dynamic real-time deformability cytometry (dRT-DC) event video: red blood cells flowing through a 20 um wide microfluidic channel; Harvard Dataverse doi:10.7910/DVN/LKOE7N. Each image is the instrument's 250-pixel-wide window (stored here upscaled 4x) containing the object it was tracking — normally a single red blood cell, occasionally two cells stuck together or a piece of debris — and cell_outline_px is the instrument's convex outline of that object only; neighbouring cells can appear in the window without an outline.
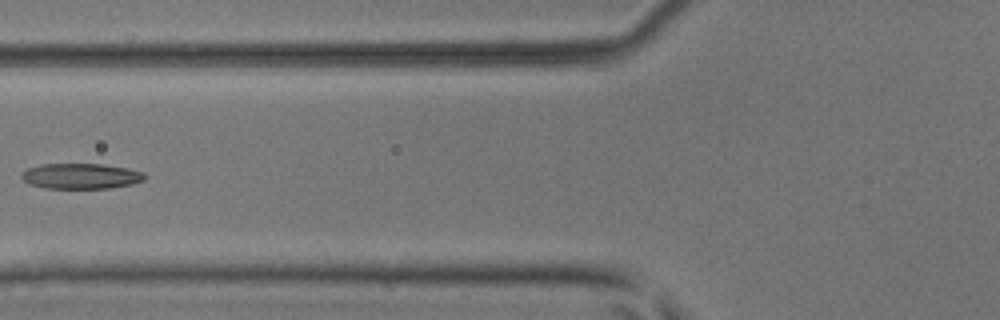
{"species": "common noctule bat (a hibernating species)", "species_latin": "Nyctalus noctula", "temperature_condition": "room temperature", "stored_images_in_passage": 7, "camera_frame_rate_fps": 3000, "um_per_image_px": 0.085, "animal": {"sex": "male", "body_mass_g": 17.9, "forearm_length_mm": 54.2}, "frame": {"image": 1, "passage_image": 5, "time_ms": 1.333, "image_size_px": [1000, 320], "cell_outline_px": [[148, 176], [144, 180], [132, 184], [108, 188], [44, 188], [28, 184], [20, 176], [28, 168], [40, 164], [100, 164], [128, 168], [144, 172]], "centroid_in_image_um": [6.9, 14.97], "position_along_channel_um": 118.9, "area_um2": 18.32}}
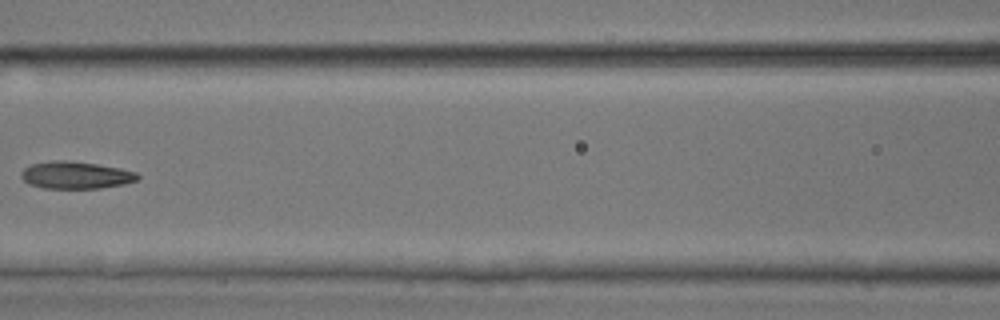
{"frame": {"image": 2, "passage_image": 6, "time_ms": 1.667, "image_size_px": [1000, 320], "cell_outline_px": [[140, 176], [136, 180], [124, 184], [100, 188], [40, 188], [28, 184], [20, 176], [20, 172], [24, 168], [32, 164], [56, 160], [64, 160], [96, 164], [120, 168], [136, 172]], "centroid_in_image_um": [6.41, 14.89], "position_along_channel_um": 160.2, "area_um2": 18.44}}
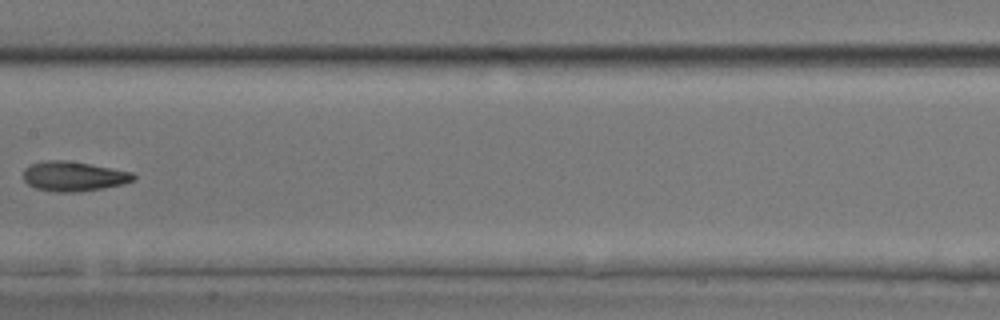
{"frame": {"image": 3, "passage_image": 7, "time_ms": 2.0, "image_size_px": [1000, 320], "cell_outline_px": [[136, 176], [132, 180], [120, 184], [104, 188], [80, 192], [56, 192], [36, 188], [28, 184], [24, 180], [24, 168], [32, 164], [44, 160], [68, 160], [112, 168], [132, 172]], "centroid_in_image_um": [6.23, 14.98], "position_along_channel_um": 201.2, "area_um2": 19.02}}